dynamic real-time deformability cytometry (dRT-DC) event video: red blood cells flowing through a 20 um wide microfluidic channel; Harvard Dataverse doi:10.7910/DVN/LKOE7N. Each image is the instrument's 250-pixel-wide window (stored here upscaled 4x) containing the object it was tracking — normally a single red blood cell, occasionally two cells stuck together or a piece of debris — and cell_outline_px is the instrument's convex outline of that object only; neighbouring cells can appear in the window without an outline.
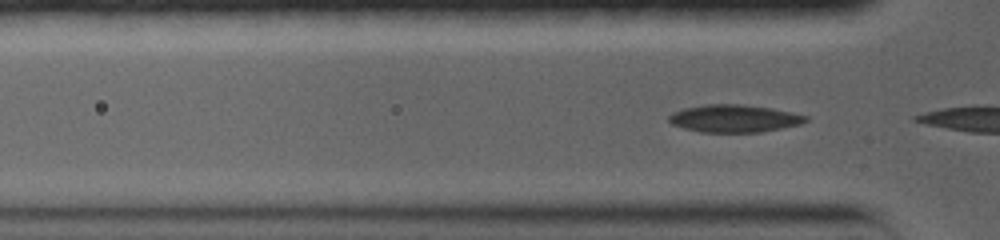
{"species": "common noctule bat (a hibernating species)", "species_latin": "Nyctalus noctula", "temperature_condition": "warm", "stored_images_in_passage": 6, "camera_frame_rate_fps": 5000, "um_per_image_px": 0.085, "animal": {"sex": "female", "body_mass_g": 19.0, "forearm_length_mm": 56.7}, "frame": {"image": 1, "passage_image": 3, "time_ms": 0.4, "image_size_px": [1000, 240], "cell_outline_px": [[808, 120], [800, 124], [760, 132], [700, 132], [684, 128], [672, 124], [668, 120], [668, 116], [672, 112], [684, 108], [704, 104], [740, 104], [772, 108], [792, 112], [808, 116]], "centroid_in_image_um": [62.38, 10.06], "position_along_channel_um": 63.4, "area_um2": 21.96}}